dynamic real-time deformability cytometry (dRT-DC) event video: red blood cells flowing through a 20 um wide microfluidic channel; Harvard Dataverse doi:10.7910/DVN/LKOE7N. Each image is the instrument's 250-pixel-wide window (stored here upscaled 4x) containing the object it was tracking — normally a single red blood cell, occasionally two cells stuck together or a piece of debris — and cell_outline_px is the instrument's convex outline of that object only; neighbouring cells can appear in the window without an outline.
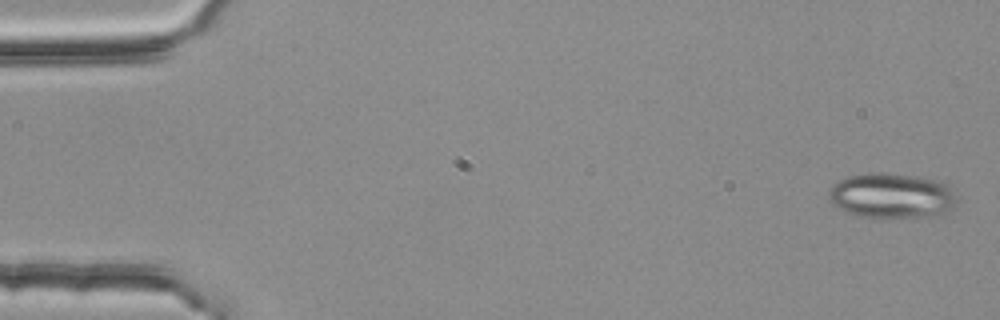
{"species": "common noctule bat (a hibernating species)", "species_latin": "Nyctalus noctula", "temperature_condition": "room temperature", "stored_images_in_passage": 5, "camera_frame_rate_fps": 3000, "um_per_image_px": 0.085, "animal": {"sex": "female", "body_mass_g": 25.1}, "frame": {"image": 1, "passage_image": 1, "time_ms": 0.0, "image_size_px": [1000, 320], "cell_outline_px": [[956, 200], [948, 208], [932, 216], [880, 220], [860, 216], [848, 212], [832, 204], [828, 200], [828, 192], [840, 180], [848, 176], [872, 172], [884, 172], [916, 176], [940, 180], [948, 184]], "centroid_in_image_um": [75.75, 16.65], "position_along_channel_um": 9.3, "area_um2": 33.93}}